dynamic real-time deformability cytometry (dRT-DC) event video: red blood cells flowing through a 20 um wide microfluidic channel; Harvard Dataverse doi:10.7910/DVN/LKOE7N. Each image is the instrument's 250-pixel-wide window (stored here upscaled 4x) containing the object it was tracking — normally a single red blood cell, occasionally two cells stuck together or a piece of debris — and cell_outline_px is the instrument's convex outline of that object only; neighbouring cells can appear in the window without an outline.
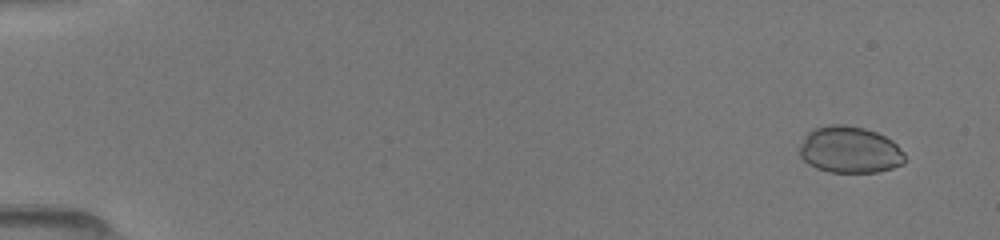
{"species": "common noctule bat (a hibernating species)", "species_latin": "Nyctalus noctula", "temperature_condition": "room temperature", "stored_images_in_passage": 13, "camera_frame_rate_fps": 3000, "um_per_image_px": 0.085, "animal": {"sex": "female", "body_mass_g": 19.5, "forearm_length_mm": 54.1}, "frame": {"image": 1, "passage_image": 5, "time_ms": 1.0, "image_size_px": [1000, 240], "cell_outline_px": [[904, 164], [892, 168], [876, 172], [828, 172], [816, 168], [808, 164], [800, 156], [800, 144], [804, 136], [812, 128], [828, 124], [844, 124], [864, 128], [876, 132], [892, 140], [904, 152]], "centroid_in_image_um": [72.21, 12.72], "position_along_channel_um": 12.8, "area_um2": 28.84}}
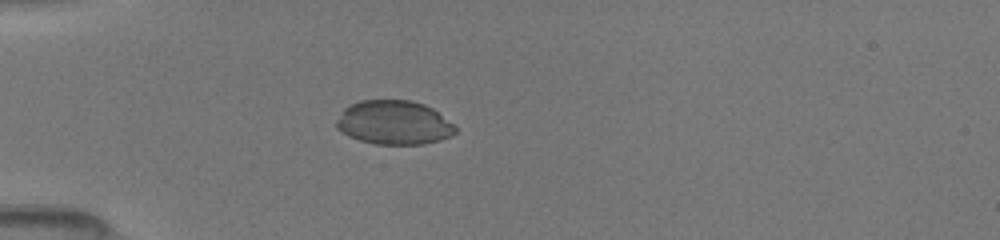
{"frame": {"image": 2, "passage_image": 10, "time_ms": 5.0, "image_size_px": [1000, 240], "cell_outline_px": [[456, 132], [452, 136], [440, 140], [424, 144], [376, 144], [360, 140], [348, 136], [340, 132], [336, 128], [336, 120], [344, 108], [348, 104], [360, 100], [412, 100], [424, 104], [432, 108], [452, 124], [456, 128]], "centroid_in_image_um": [33.45, 10.42], "position_along_channel_um": 51.6, "area_um2": 30.63}}
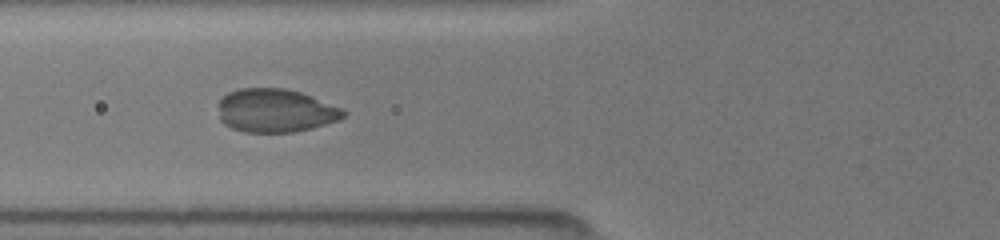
{"frame": {"image": 3, "passage_image": 12, "time_ms": 6.667, "image_size_px": [1000, 240], "cell_outline_px": [[348, 112], [340, 120], [312, 128], [292, 132], [244, 132], [232, 128], [224, 124], [220, 120], [216, 104], [228, 92], [240, 88], [284, 88], [300, 92], [312, 96], [340, 108]], "centroid_in_image_um": [23.38, 9.4], "position_along_channel_um": 102.4, "area_um2": 31.85}}